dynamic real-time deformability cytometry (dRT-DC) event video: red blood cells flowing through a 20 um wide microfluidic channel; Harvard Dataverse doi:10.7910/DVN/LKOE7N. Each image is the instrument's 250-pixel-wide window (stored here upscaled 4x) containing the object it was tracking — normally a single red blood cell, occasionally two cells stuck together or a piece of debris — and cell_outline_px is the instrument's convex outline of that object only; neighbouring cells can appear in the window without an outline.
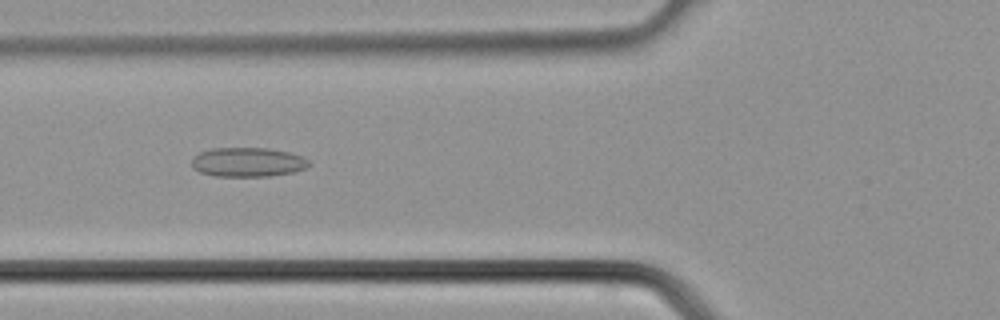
{"species": "common noctule bat (a hibernating species)", "species_latin": "Nyctalus noctula", "temperature_condition": "cold", "stored_images_in_passage": 35, "camera_frame_rate_fps": 3000, "um_per_image_px": 0.085, "animal": {"sex": "male", "body_mass_g": 21.5, "forearm_length_mm": 52.0}, "frame": {"image": 1, "passage_image": 12, "time_ms": 3.667, "image_size_px": [1000, 320], "cell_outline_px": [[312, 164], [304, 168], [292, 172], [268, 176], [216, 176], [200, 172], [192, 168], [192, 160], [200, 152], [212, 148], [268, 148], [288, 152], [304, 156]], "centroid_in_image_um": [21.07, 13.78], "position_along_channel_um": 104.7, "area_um2": 19.94}}
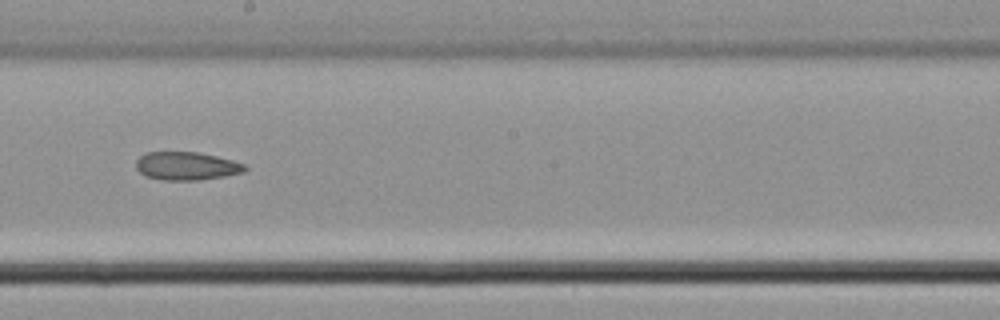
{"frame": {"image": 2, "passage_image": 19, "time_ms": 6.0, "image_size_px": [1000, 320], "cell_outline_px": [[248, 168], [244, 172], [224, 176], [200, 180], [160, 180], [144, 176], [136, 168], [136, 160], [144, 152], [200, 152], [232, 160], [244, 164]], "centroid_in_image_um": [15.83, 14.11], "position_along_channel_um": 232.4, "area_um2": 18.03}}
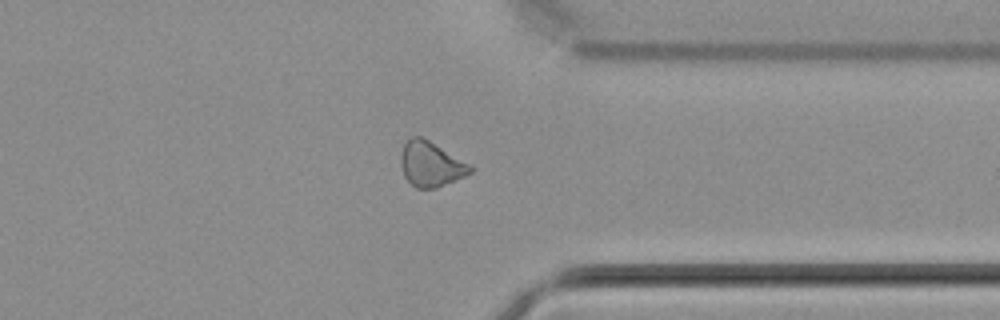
{"frame": {"image": 3, "passage_image": 27, "time_ms": 8.667, "image_size_px": [1000, 320], "cell_outline_px": [[476, 168], [472, 172], [464, 176], [436, 188], [416, 188], [404, 176], [400, 164], [400, 156], [404, 144], [412, 136], [420, 136], [428, 140], [472, 164]], "centroid_in_image_um": [36.64, 13.95], "position_along_channel_um": 374.8, "area_um2": 18.26}}